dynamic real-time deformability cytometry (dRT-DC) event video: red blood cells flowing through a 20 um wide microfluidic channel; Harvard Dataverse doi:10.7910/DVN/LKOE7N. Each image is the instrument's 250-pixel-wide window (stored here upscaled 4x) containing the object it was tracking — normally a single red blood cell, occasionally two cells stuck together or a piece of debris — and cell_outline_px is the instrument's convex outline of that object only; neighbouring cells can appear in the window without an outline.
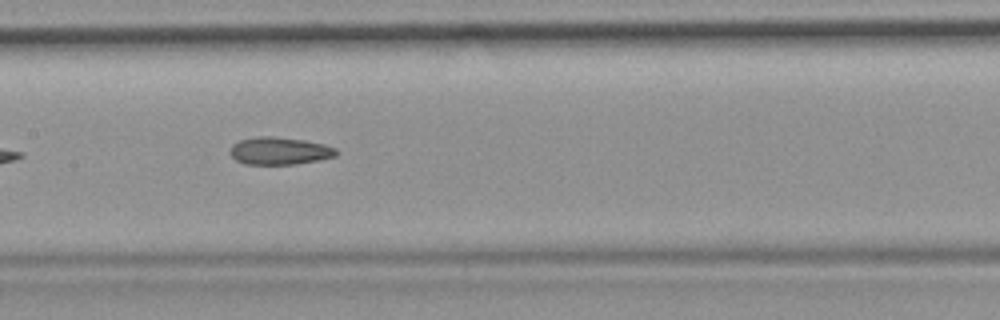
{"species": "common noctule bat (a hibernating species)", "species_latin": "Nyctalus noctula", "temperature_condition": "room temperature", "stored_images_in_passage": 36, "camera_frame_rate_fps": 3000, "um_per_image_px": 0.085, "animal": {"sex": "female", "body_mass_g": 19.9}, "frame": {"image": 1, "passage_image": 11, "time_ms": 3.333, "image_size_px": [1000, 320], "cell_outline_px": [[336, 156], [320, 160], [296, 164], [244, 164], [236, 160], [228, 152], [232, 144], [240, 140], [256, 136], [272, 136], [304, 140], [324, 144], [336, 148]], "centroid_in_image_um": [23.73, 12.82], "position_along_channel_um": 183.7, "area_um2": 17.11}}